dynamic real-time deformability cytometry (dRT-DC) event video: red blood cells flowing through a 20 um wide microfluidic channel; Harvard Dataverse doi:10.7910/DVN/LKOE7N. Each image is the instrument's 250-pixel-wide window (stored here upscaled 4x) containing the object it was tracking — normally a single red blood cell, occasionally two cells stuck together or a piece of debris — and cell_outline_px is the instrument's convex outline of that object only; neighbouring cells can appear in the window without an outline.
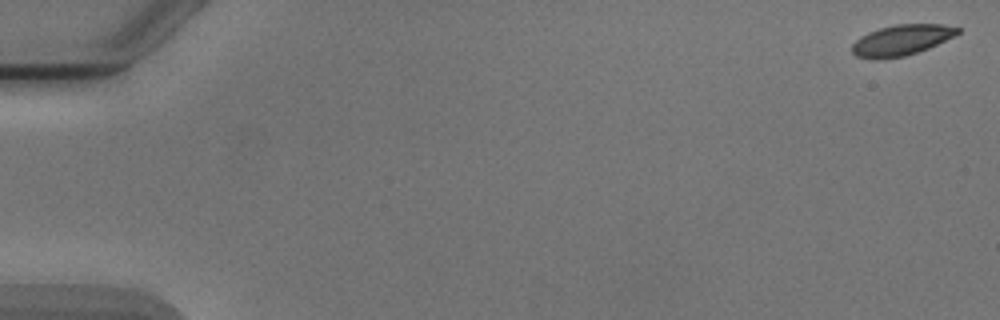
{"species": "Egyptian fruit bat (a non-hibernating species)", "species_latin": "Rousettus aegyptiacus", "temperature_condition": "cold", "stored_images_in_passage": 7, "camera_frame_rate_fps": 3000, "um_per_image_px": 0.085, "animal": {"sex": "male"}, "frame": {"image": 1, "passage_image": 1, "time_ms": 0.0, "image_size_px": [1000, 320], "cell_outline_px": [[960, 32], [928, 48], [904, 56], [876, 60], [856, 56], [852, 52], [852, 44], [860, 36], [868, 32], [880, 28], [896, 24], [944, 24], [960, 28]], "centroid_in_image_um": [76.58, 3.41], "position_along_channel_um": 8.4, "area_um2": 18.73}}
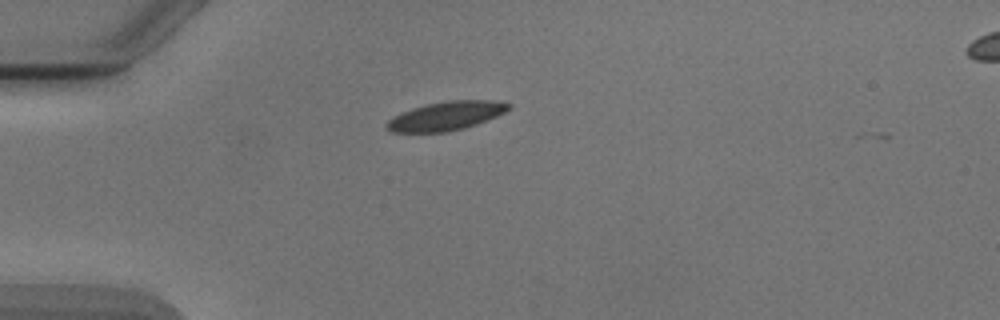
{"frame": {"image": 2, "passage_image": 5, "time_ms": 4.667, "image_size_px": [1000, 320], "cell_outline_px": [[512, 108], [496, 116], [476, 124], [464, 128], [444, 132], [392, 132], [384, 128], [384, 124], [392, 116], [412, 108], [428, 104], [448, 100], [496, 100], [512, 104]], "centroid_in_image_um": [37.9, 9.85], "position_along_channel_um": 47.1, "area_um2": 20.52}}
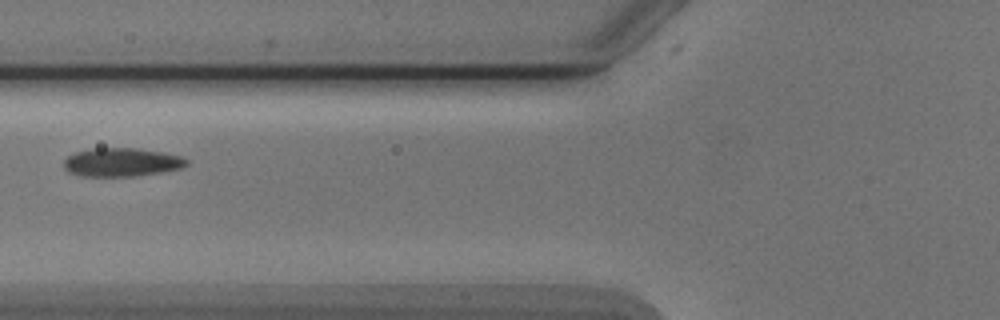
{"frame": {"image": 3, "passage_image": 7, "time_ms": 7.0, "image_size_px": [1000, 320], "cell_outline_px": [[188, 164], [180, 168], [160, 172], [132, 176], [80, 176], [68, 172], [64, 168], [64, 160], [68, 156], [76, 152], [92, 148], [136, 148], [164, 152], [180, 156], [188, 160]], "centroid_in_image_um": [10.32, 13.78], "position_along_channel_um": 115.5, "area_um2": 20.35}}